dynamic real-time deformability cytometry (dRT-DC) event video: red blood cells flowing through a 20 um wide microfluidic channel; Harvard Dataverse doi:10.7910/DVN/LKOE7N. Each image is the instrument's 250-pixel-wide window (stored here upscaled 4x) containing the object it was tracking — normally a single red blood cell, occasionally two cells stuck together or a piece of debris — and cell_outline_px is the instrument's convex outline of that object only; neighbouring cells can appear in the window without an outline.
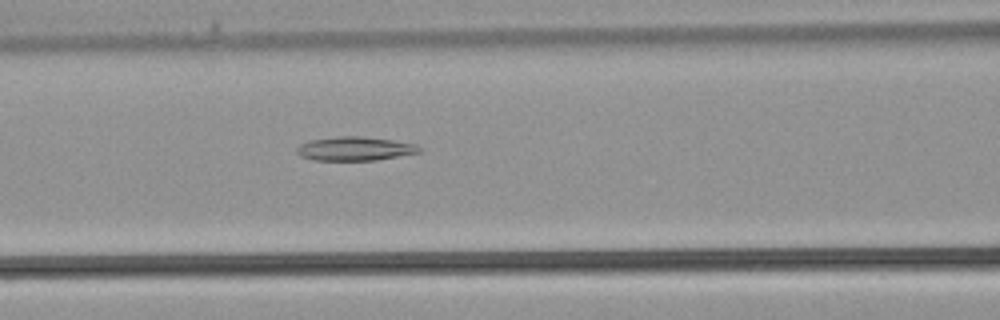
{"species": "common noctule bat (a hibernating species)", "species_latin": "Nyctalus noctula", "temperature_condition": "warm", "stored_images_in_passage": 27, "camera_frame_rate_fps": 3000, "um_per_image_px": 0.085, "animal": {"sex": "male", "body_mass_g": 21.5, "forearm_length_mm": 52.0}, "frame": {"image": 1, "passage_image": 9, "time_ms": 2.667, "image_size_px": [1000, 320], "cell_outline_px": [[424, 148], [420, 152], [376, 160], [312, 160], [300, 156], [296, 152], [296, 148], [300, 144], [312, 140], [340, 136], [360, 136], [392, 140], [416, 144]], "centroid_in_image_um": [30.18, 12.64], "position_along_channel_um": 136.4, "area_um2": 16.99}}
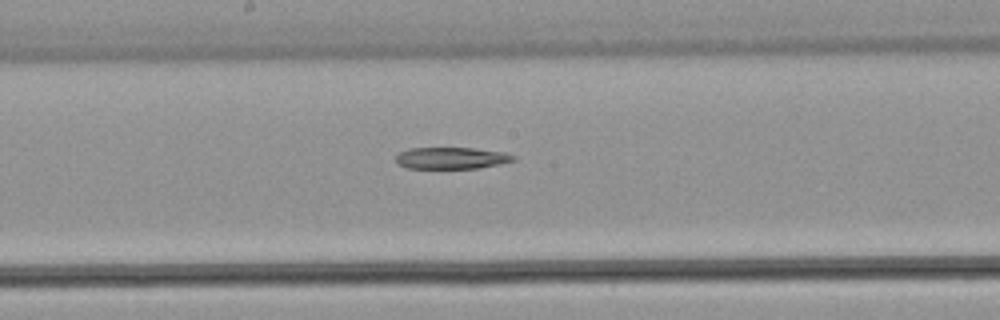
{"frame": {"image": 2, "passage_image": 13, "time_ms": 4.0, "image_size_px": [1000, 320], "cell_outline_px": [[516, 160], [500, 164], [480, 168], [408, 168], [396, 164], [396, 156], [400, 152], [408, 148], [472, 148], [504, 152], [516, 156]], "centroid_in_image_um": [38.38, 13.44], "position_along_channel_um": 209.8, "area_um2": 14.91}}
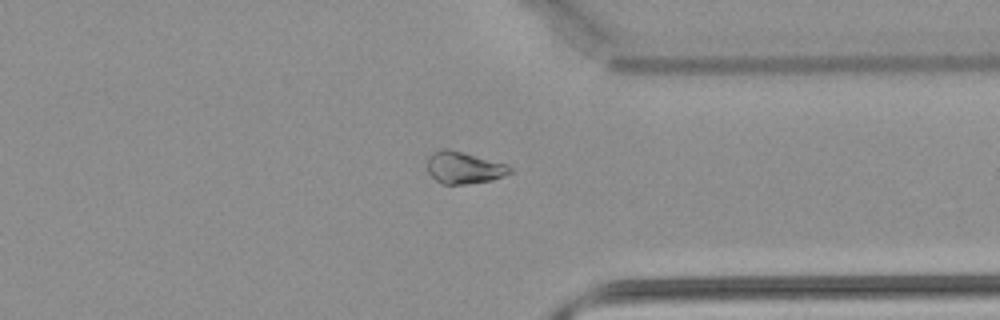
{"frame": {"image": 3, "passage_image": 22, "time_ms": 7.0, "image_size_px": [1000, 320], "cell_outline_px": [[512, 172], [492, 180], [464, 184], [444, 184], [436, 180], [428, 172], [428, 156], [432, 152], [444, 148], [448, 148], [508, 164], [512, 168]], "centroid_in_image_um": [39.44, 14.24], "position_along_channel_um": 372.0, "area_um2": 15.37}}